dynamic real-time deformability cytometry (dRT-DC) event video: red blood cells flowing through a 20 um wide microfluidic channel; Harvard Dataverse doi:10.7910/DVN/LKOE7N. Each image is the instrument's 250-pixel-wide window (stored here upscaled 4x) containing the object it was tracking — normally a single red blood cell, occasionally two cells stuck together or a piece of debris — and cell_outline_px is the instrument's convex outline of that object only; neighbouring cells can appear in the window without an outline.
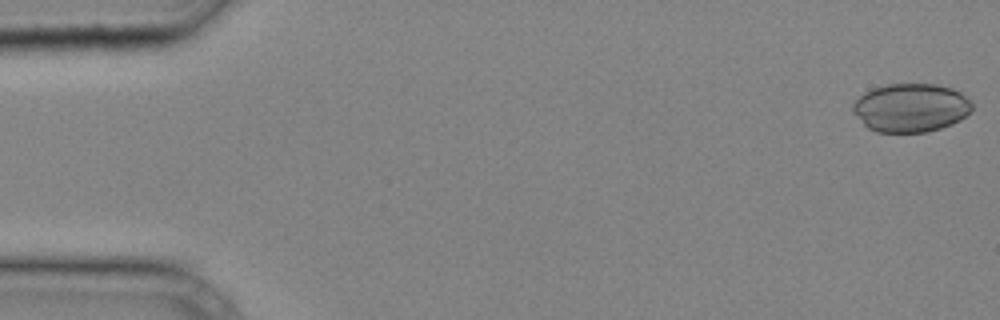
{"species": "common noctule bat (a hibernating species)", "species_latin": "Nyctalus noctula", "temperature_condition": "cold", "stored_images_in_passage": 9, "camera_frame_rate_fps": 3000, "um_per_image_px": 0.085, "animal": {"sex": "male", "body_mass_g": 20.4}, "frame": {"image": 1, "passage_image": 1, "time_ms": 0.0, "image_size_px": [1000, 320], "cell_outline_px": [[972, 112], [960, 120], [952, 124], [928, 132], [876, 132], [868, 128], [852, 112], [852, 104], [864, 92], [872, 88], [888, 84], [936, 84], [952, 88], [960, 92], [972, 104]], "centroid_in_image_um": [77.41, 9.16], "position_along_channel_um": 7.6, "area_um2": 33.87}}